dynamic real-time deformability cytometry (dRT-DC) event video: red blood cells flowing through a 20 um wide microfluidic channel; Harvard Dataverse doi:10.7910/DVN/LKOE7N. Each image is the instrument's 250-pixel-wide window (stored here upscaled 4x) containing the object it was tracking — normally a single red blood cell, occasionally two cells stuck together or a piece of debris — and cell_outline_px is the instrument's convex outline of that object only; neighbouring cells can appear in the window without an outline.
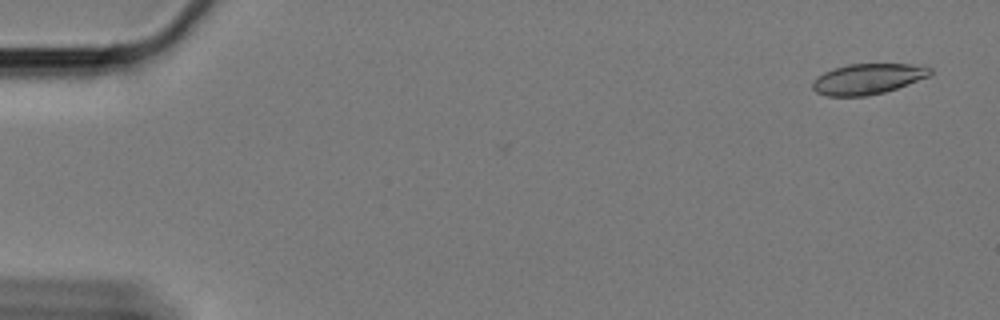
{"species": "Egyptian fruit bat (a non-hibernating species)", "species_latin": "Rousettus aegyptiacus", "temperature_condition": "cold", "stored_images_in_passage": 59, "camera_frame_rate_fps": 3000, "um_per_image_px": 0.085, "animal": {"sex": "female"}, "frame": {"image": 1, "passage_image": 3, "time_ms": 0.667, "image_size_px": [1000, 320], "cell_outline_px": [[932, 72], [928, 76], [908, 84], [884, 92], [868, 96], [828, 96], [816, 92], [812, 88], [812, 80], [816, 76], [824, 72], [848, 64], [912, 64], [932, 68]], "centroid_in_image_um": [73.72, 6.71], "position_along_channel_um": 11.3, "area_um2": 20.87}}
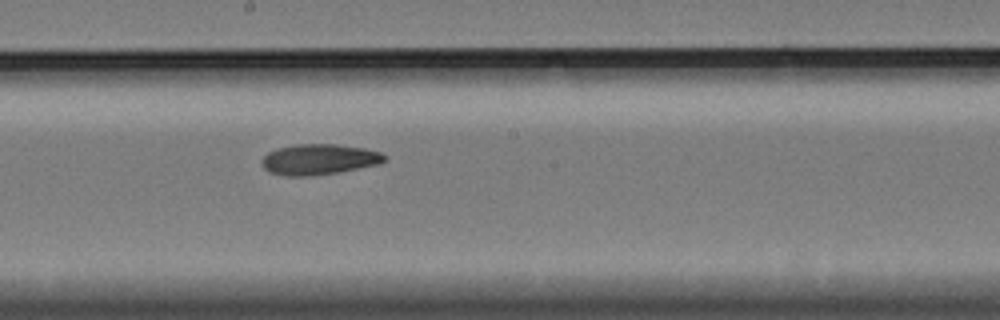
{"frame": {"image": 2, "passage_image": 34, "time_ms": 11.0, "image_size_px": [1000, 320], "cell_outline_px": [[388, 160], [380, 164], [336, 172], [308, 176], [288, 176], [272, 172], [264, 168], [260, 164], [260, 160], [268, 152], [276, 148], [296, 144], [336, 144], [364, 148], [380, 152], [388, 156]], "centroid_in_image_um": [27.13, 13.53], "position_along_channel_um": 221.1, "area_um2": 21.96}}
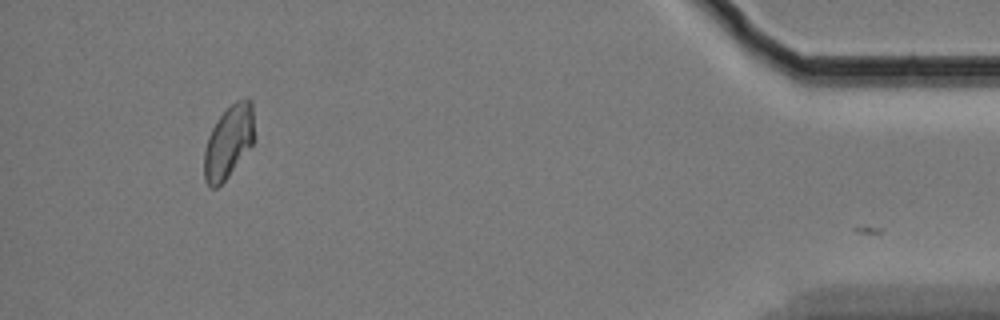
{"frame": {"image": 3, "passage_image": 57, "time_ms": 18.667, "image_size_px": [1000, 320], "cell_outline_px": [[256, 140], [228, 176], [216, 188], [212, 188], [204, 180], [204, 148], [208, 136], [216, 120], [236, 100], [248, 96], [252, 100], [256, 136]], "centroid_in_image_um": [19.47, 12.01], "position_along_channel_um": 415.7, "area_um2": 21.68}}